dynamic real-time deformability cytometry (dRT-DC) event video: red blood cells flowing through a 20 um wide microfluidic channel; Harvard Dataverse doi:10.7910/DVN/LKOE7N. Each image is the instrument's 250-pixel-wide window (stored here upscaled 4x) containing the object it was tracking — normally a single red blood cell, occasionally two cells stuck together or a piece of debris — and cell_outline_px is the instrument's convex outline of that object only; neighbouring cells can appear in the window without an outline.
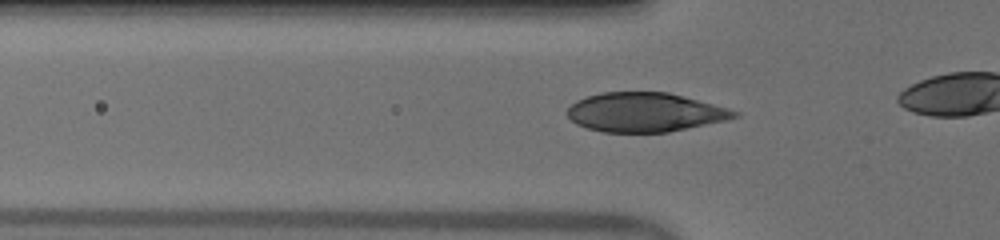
{"species": "human", "species_latin": "Homo sapiens", "temperature_condition": "warm", "stored_images_in_passage": 9, "camera_frame_rate_fps": 3000, "um_per_image_px": 0.085, "donor": {"sex": "male"}, "frame": {"image": 1, "passage_image": 3, "time_ms": 0.667, "image_size_px": [1000, 240], "cell_outline_px": [[740, 116], [724, 120], [668, 132], [604, 132], [588, 128], [576, 124], [568, 116], [568, 108], [576, 100], [588, 96], [604, 92], [668, 92], [684, 96], [728, 108], [740, 112]], "centroid_in_image_um": [54.82, 9.54], "position_along_channel_um": 71.0, "area_um2": 37.8}}
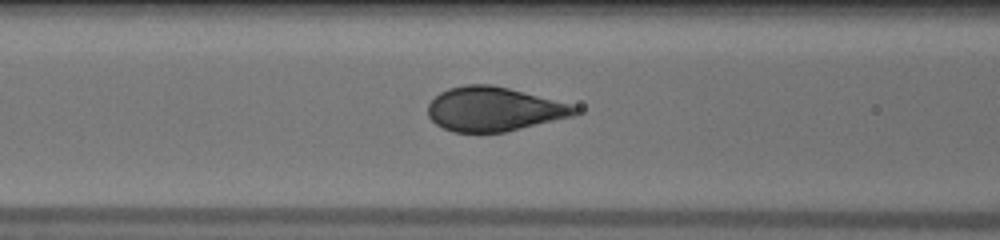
{"frame": {"image": 2, "passage_image": 7, "time_ms": 2.0, "image_size_px": [1000, 240], "cell_outline_px": [[580, 112], [572, 116], [504, 132], [452, 132], [436, 124], [428, 116], [428, 104], [440, 92], [448, 88], [464, 84], [492, 84], [524, 92], [568, 104], [580, 108]], "centroid_in_image_um": [41.94, 9.27], "position_along_channel_um": 124.7, "area_um2": 37.51}}